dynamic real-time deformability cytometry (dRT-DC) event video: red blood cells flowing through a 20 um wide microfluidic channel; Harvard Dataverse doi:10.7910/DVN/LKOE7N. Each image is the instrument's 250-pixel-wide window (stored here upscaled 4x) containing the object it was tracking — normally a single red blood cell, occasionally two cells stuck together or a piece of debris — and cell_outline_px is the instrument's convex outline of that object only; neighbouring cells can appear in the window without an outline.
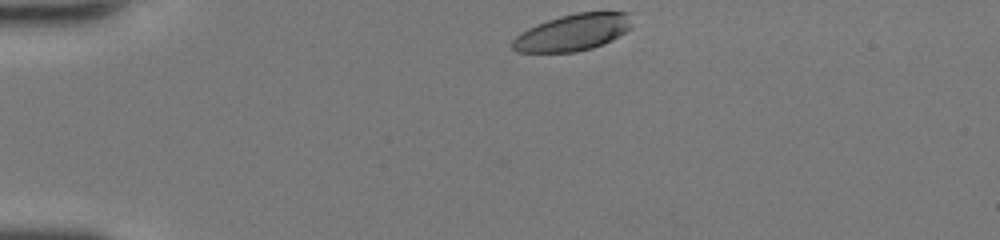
{"species": "human", "species_latin": "Homo sapiens", "temperature_condition": "room temperature", "stored_images_in_passage": 31, "camera_frame_rate_fps": 3000, "um_per_image_px": 0.085, "donor": {"sex": "female"}, "frame": {"image": 1, "passage_image": 1, "time_ms": 0.0, "image_size_px": [1000, 240], "cell_outline_px": [[632, 28], [612, 40], [604, 44], [592, 48], [576, 52], [520, 52], [512, 48], [512, 40], [520, 32], [536, 24], [560, 16], [576, 12], [632, 12]], "centroid_in_image_um": [48.73, 2.74], "position_along_channel_um": 36.3, "area_um2": 25.78}}
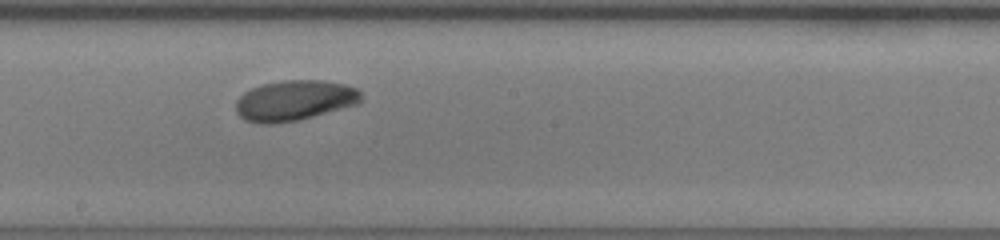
{"frame": {"image": 2, "passage_image": 18, "time_ms": 5.667, "image_size_px": [1000, 240], "cell_outline_px": [[360, 104], [300, 120], [272, 124], [260, 124], [244, 120], [236, 112], [236, 100], [244, 92], [252, 88], [264, 84], [284, 80], [324, 80], [344, 84], [356, 88], [360, 92]], "centroid_in_image_um": [25.03, 8.55], "position_along_channel_um": 223.2, "area_um2": 29.71}}
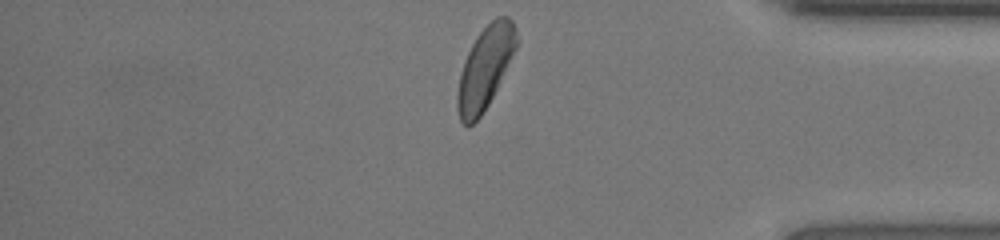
{"frame": {"image": 3, "passage_image": 31, "time_ms": 10.0, "image_size_px": [1000, 240], "cell_outline_px": [[520, 40], [488, 104], [480, 116], [472, 124], [464, 124], [460, 120], [456, 108], [456, 96], [460, 76], [464, 60], [476, 36], [496, 16], [508, 16], [512, 20]], "centroid_in_image_um": [41.23, 5.73], "position_along_channel_um": 394.0, "area_um2": 27.92}, "authors_computed_cell_mechanics": {"area_um2": 28.4954, "velocity_mm_per_s": 4.3752, "shape_relaxation_time_tau1_ms": 4.8855, "shape_relaxation_time_tau2_ms": null, "deformation_change_tau1": 0.1864, "deformation_change_tau2": null}}